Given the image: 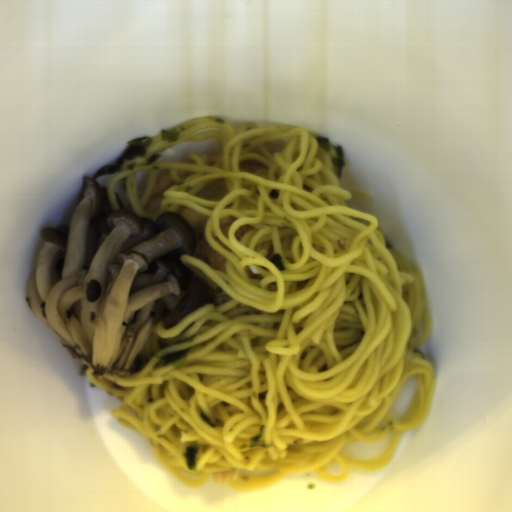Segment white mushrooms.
Here are the masks:
<instances>
[{
    "label": "white mushrooms",
    "instance_id": "white-mushrooms-1",
    "mask_svg": "<svg viewBox=\"0 0 512 512\" xmlns=\"http://www.w3.org/2000/svg\"><path fill=\"white\" fill-rule=\"evenodd\" d=\"M114 194L118 210L107 187L83 176L69 223L41 232L24 296L76 362L122 376L142 368L153 325L171 327L216 295L179 260L197 249L184 217L166 210L152 221Z\"/></svg>",
    "mask_w": 512,
    "mask_h": 512
}]
</instances>
